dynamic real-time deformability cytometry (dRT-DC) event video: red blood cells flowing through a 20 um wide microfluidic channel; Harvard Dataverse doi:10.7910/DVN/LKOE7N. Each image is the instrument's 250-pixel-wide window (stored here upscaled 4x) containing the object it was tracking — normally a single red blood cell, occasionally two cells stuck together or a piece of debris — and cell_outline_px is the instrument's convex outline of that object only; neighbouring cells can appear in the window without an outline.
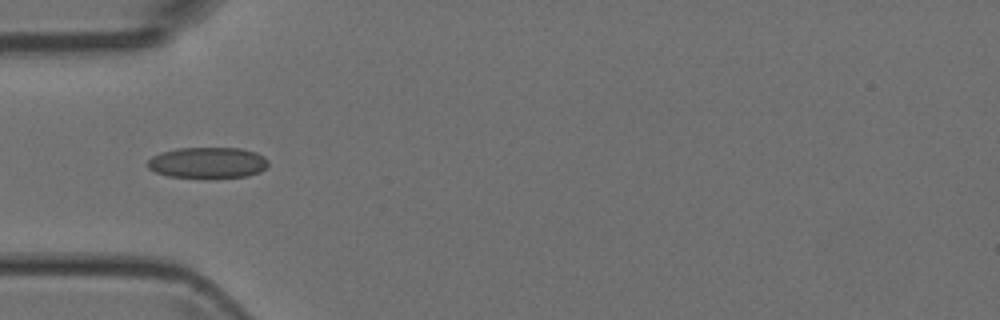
{"species": "Egyptian fruit bat (a non-hibernating species)", "species_latin": "Rousettus aegyptiacus", "temperature_condition": "room temperature", "stored_images_in_passage": 4, "camera_frame_rate_fps": 3000, "um_per_image_px": 0.085, "animal": {"sex": "female"}, "frame": {"image": 1, "passage_image": 3, "time_ms": 2.333, "image_size_px": [1000, 320], "cell_outline_px": [[268, 164], [260, 172], [248, 176], [168, 176], [156, 172], [148, 168], [148, 160], [152, 156], [160, 152], [176, 148], [240, 148], [256, 152], [264, 156], [268, 160]], "centroid_in_image_um": [17.65, 13.79], "position_along_channel_um": 67.3, "area_um2": 21.39}}
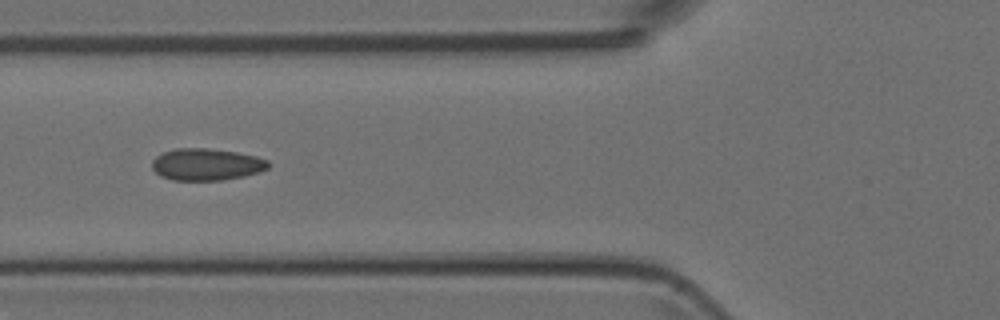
{"frame": {"image": 2, "passage_image": 4, "time_ms": 3.333, "image_size_px": [1000, 320], "cell_outline_px": [[268, 168], [260, 172], [244, 176], [220, 180], [172, 180], [160, 176], [152, 168], [152, 160], [156, 156], [164, 152], [176, 148], [208, 148], [236, 152], [256, 156], [268, 160]], "centroid_in_image_um": [17.53, 13.97], "position_along_channel_um": 108.3, "area_um2": 21.62}}